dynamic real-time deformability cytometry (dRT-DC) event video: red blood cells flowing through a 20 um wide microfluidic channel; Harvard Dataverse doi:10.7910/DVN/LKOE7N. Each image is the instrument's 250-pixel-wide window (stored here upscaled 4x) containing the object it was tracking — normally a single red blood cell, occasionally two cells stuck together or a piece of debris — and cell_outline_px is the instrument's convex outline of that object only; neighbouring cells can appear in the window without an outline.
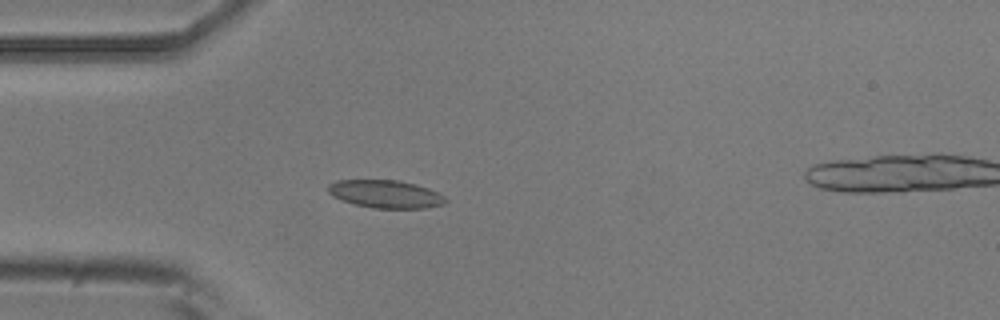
{"species": "common noctule bat (a hibernating species)", "species_latin": "Nyctalus noctula", "temperature_condition": "room temperature", "stored_images_in_passage": 5, "camera_frame_rate_fps": 3000, "um_per_image_px": 0.085, "animal": {"sex": "male", "body_mass_g": 20.5, "forearm_length_mm": 52.5}, "frame": {"image": 1, "passage_image": 4, "time_ms": 3.333, "image_size_px": [1000, 320], "cell_outline_px": [[448, 200], [444, 204], [424, 208], [372, 208], [340, 200], [332, 196], [328, 192], [328, 184], [336, 180], [396, 180], [416, 184], [440, 192]], "centroid_in_image_um": [32.78, 16.49], "position_along_channel_um": 52.2, "area_um2": 19.19}}